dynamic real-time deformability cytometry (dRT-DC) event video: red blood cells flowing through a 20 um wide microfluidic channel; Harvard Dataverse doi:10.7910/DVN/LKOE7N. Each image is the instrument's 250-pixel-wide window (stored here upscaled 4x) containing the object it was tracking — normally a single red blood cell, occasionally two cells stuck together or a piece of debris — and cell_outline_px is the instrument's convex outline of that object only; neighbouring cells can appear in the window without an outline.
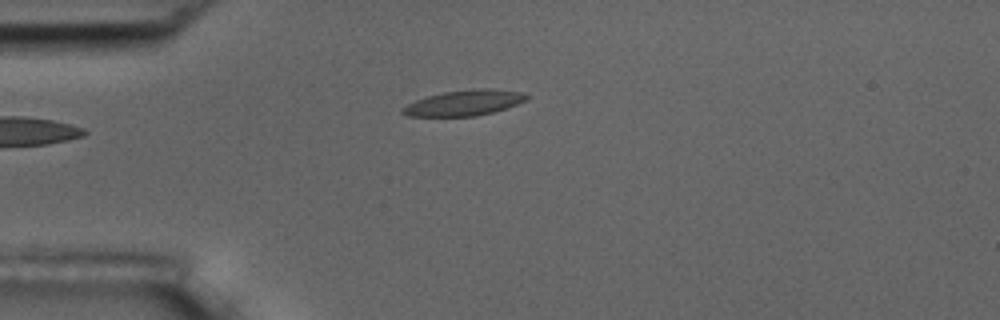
{"species": "common noctule bat (a hibernating species)", "species_latin": "Nyctalus noctula", "temperature_condition": "room temperature", "stored_images_in_passage": 36, "camera_frame_rate_fps": 3000, "um_per_image_px": 0.085, "animal": {"sex": "male", "body_mass_g": 17.5, "forearm_length_mm": 52.3}, "frame": {"image": 1, "passage_image": 1, "time_ms": 0.0, "image_size_px": [1000, 320], "cell_outline_px": [[528, 100], [492, 112], [476, 116], [408, 116], [400, 112], [408, 104], [416, 100], [428, 96], [444, 92], [472, 88], [488, 88], [520, 92], [528, 96]], "centroid_in_image_um": [39.46, 8.73], "position_along_channel_um": 45.5, "area_um2": 18.21}}
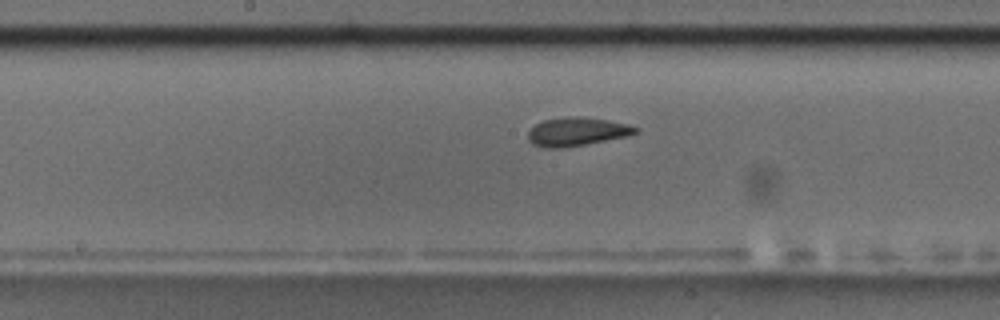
{"frame": {"image": 2, "passage_image": 15, "time_ms": 4.667, "image_size_px": [1000, 320], "cell_outline_px": [[640, 128], [636, 132], [628, 136], [584, 144], [560, 148], [544, 148], [532, 144], [528, 140], [528, 132], [536, 124], [544, 120], [572, 116], [576, 116], [608, 120], [628, 124]], "centroid_in_image_um": [49.02, 11.19], "position_along_channel_um": 199.2, "area_um2": 17.69}}
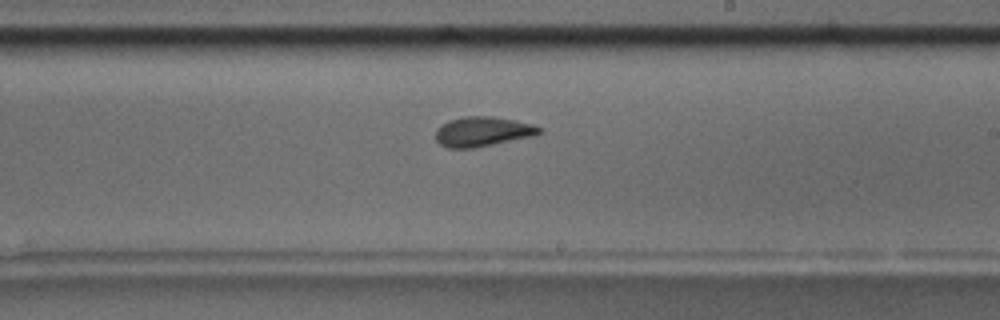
{"frame": {"image": 3, "passage_image": 19, "time_ms": 6.0, "image_size_px": [1000, 320], "cell_outline_px": [[540, 132], [536, 136], [472, 148], [448, 148], [440, 144], [436, 140], [436, 128], [440, 124], [448, 120], [464, 116], [496, 116], [516, 120], [532, 124], [540, 128]], "centroid_in_image_um": [41.0, 11.17], "position_along_channel_um": 248.0, "area_um2": 18.15}, "authors_computed_cell_mechanics": {"area_um2": 17.9758, "velocity_mm_per_s": 3.6788, "shape_relaxation_time_tau1_ms": 6.7265, "shape_relaxation_time_tau2_ms": 1.7015, "deformation_change_tau1": 0.1923, "deformation_change_tau2": 0.0672}}